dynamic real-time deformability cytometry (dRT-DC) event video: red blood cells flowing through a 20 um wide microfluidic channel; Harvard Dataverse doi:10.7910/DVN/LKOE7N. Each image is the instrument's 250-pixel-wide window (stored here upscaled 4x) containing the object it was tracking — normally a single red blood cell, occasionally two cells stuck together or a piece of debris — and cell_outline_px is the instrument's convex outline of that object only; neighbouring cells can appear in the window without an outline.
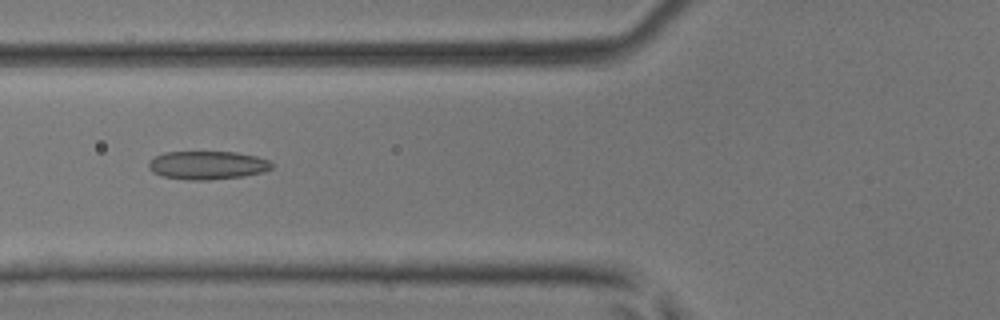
{"species": "common noctule bat (a hibernating species)", "species_latin": "Nyctalus noctula", "temperature_condition": "room temperature", "stored_images_in_passage": 41, "camera_frame_rate_fps": 3000, "um_per_image_px": 0.085, "animal": {"sex": "male", "body_mass_g": 17.9, "forearm_length_mm": 54.2}, "frame": {"image": 1, "passage_image": 11, "time_ms": 3.333, "image_size_px": [1000, 320], "cell_outline_px": [[272, 168], [264, 172], [244, 176], [208, 180], [188, 180], [160, 176], [152, 172], [148, 168], [148, 160], [164, 152], [236, 152], [256, 156], [268, 160], [272, 164]], "centroid_in_image_um": [17.6, 14.05], "position_along_channel_um": 108.2, "area_um2": 20.52}}
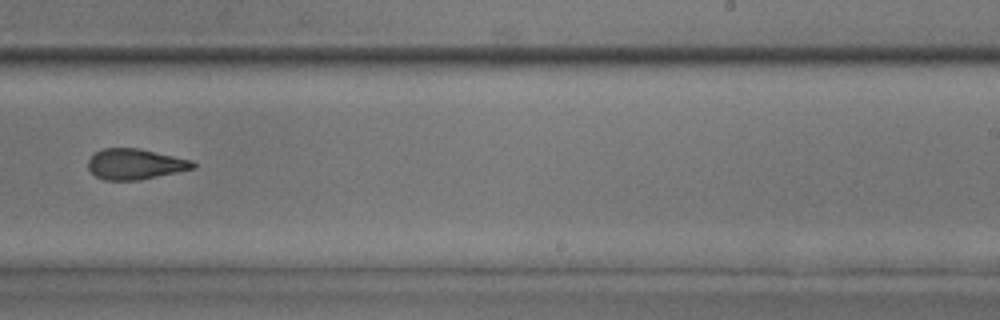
{"frame": {"image": 2, "passage_image": 23, "time_ms": 7.333, "image_size_px": [1000, 320], "cell_outline_px": [[196, 168], [136, 180], [104, 180], [96, 176], [88, 168], [88, 160], [96, 152], [104, 148], [140, 148], [192, 160], [196, 164]], "centroid_in_image_um": [11.49, 13.94], "position_along_channel_um": 277.5, "area_um2": 18.55}}
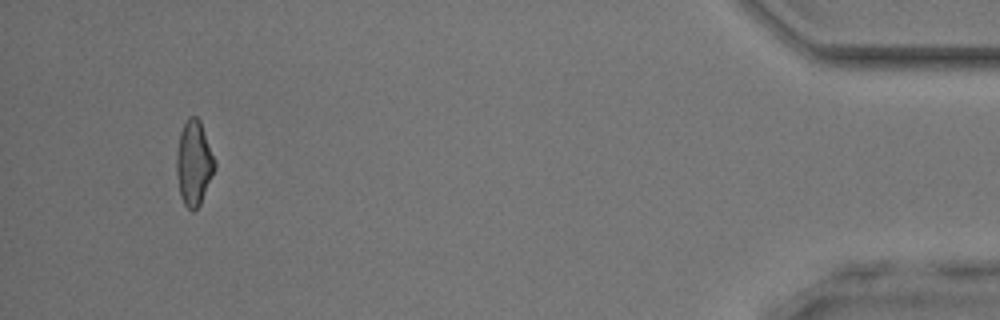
{"frame": {"image": 3, "passage_image": 38, "time_ms": 12.333, "image_size_px": [1000, 320], "cell_outline_px": [[216, 168], [200, 204], [192, 212], [184, 204], [180, 196], [176, 172], [176, 156], [180, 132], [188, 116], [196, 116], [200, 120], [216, 160]], "centroid_in_image_um": [16.49, 13.85], "position_along_channel_um": 418.7, "area_um2": 19.02}, "authors_computed_cell_mechanics": {"area_um2": 19.363, "velocity_mm_per_s": 4.251, "shape_relaxation_time_tau1_ms": 5.6712, "shape_relaxation_time_tau2_ms": 2.1686, "deformation_change_tau1": 0.1408, "deformation_change_tau2": 0.1174}}